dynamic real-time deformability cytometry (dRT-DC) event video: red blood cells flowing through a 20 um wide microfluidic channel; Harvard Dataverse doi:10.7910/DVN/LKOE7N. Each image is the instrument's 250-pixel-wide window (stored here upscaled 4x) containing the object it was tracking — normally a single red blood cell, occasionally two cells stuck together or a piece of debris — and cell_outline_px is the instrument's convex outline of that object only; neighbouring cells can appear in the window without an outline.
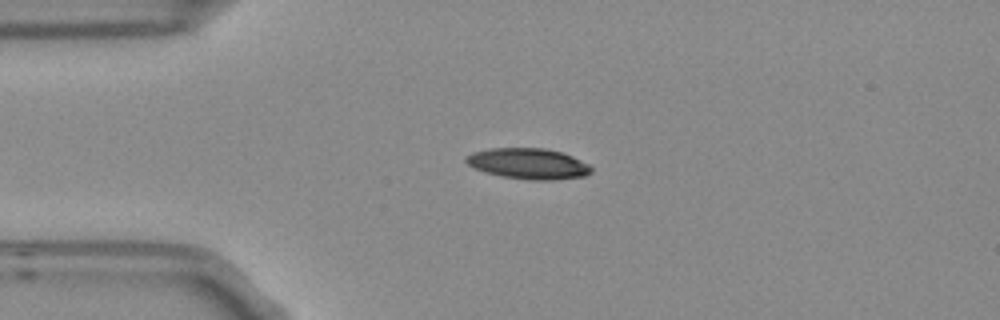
{"species": "Egyptian fruit bat (a non-hibernating species)", "species_latin": "Rousettus aegyptiacus", "temperature_condition": "room temperature", "stored_images_in_passage": 2, "camera_frame_rate_fps": 3000, "um_per_image_px": 0.085, "frame": {"image": 1, "passage_image": 2, "time_ms": 0.333, "image_size_px": [1000, 320], "cell_outline_px": [[592, 172], [584, 176], [552, 180], [528, 180], [500, 176], [484, 172], [468, 164], [464, 160], [464, 156], [472, 152], [488, 148], [544, 148], [560, 152], [572, 156], [588, 164], [592, 168]], "centroid_in_image_um": [44.87, 13.91], "position_along_channel_um": 40.1, "area_um2": 22.54}}